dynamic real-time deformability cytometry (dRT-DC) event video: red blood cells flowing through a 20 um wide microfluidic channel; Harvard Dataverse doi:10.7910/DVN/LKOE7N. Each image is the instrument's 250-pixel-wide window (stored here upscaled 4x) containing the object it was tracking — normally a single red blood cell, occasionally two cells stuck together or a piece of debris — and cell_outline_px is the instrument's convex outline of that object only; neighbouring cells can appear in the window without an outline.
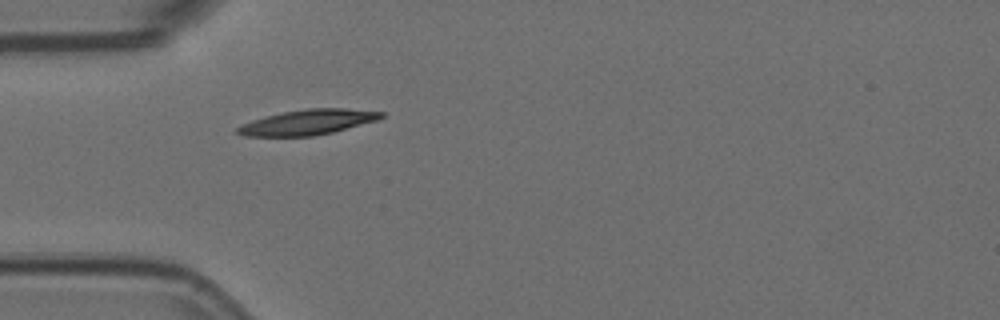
{"species": "Egyptian fruit bat (a non-hibernating species)", "species_latin": "Rousettus aegyptiacus", "temperature_condition": "room temperature", "stored_images_in_passage": 1, "camera_frame_rate_fps": 3000, "um_per_image_px": 0.085, "animal": {"sex": "female"}, "frame": {"image": 1, "passage_image": 1, "time_ms": 0.0, "image_size_px": [1000, 320], "cell_outline_px": [[384, 116], [376, 120], [332, 132], [312, 136], [244, 136], [236, 132], [236, 128], [252, 120], [264, 116], [284, 112], [308, 108], [344, 108], [384, 112]], "centroid_in_image_um": [26.14, 10.38], "position_along_channel_um": 58.9, "area_um2": 20.81}}